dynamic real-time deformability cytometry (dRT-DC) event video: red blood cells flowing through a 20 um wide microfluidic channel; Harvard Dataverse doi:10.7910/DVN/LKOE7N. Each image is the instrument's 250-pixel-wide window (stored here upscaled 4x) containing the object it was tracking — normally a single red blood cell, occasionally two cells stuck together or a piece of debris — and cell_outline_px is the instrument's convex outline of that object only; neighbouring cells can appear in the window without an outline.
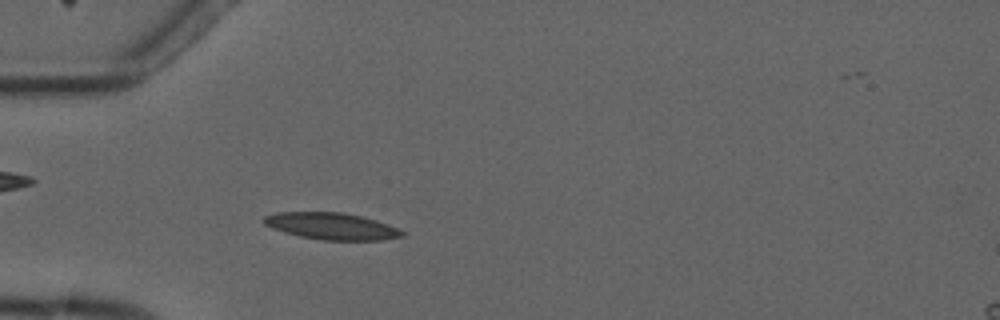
{"species": "common noctule bat (a hibernating species)", "species_latin": "Nyctalus noctula", "temperature_condition": "cold", "stored_images_in_passage": 3, "camera_frame_rate_fps": 3000, "um_per_image_px": 0.085, "animal": {"sex": "male", "forearm_length_mm": 52.5}, "frame": {"image": 1, "passage_image": 3, "time_ms": 2.333, "image_size_px": [1000, 320], "cell_outline_px": [[404, 236], [384, 240], [320, 240], [300, 236], [284, 232], [272, 228], [264, 224], [260, 220], [264, 216], [276, 212], [344, 212], [376, 220], [388, 224], [404, 232]], "centroid_in_image_um": [28.15, 19.22], "position_along_channel_um": 56.9, "area_um2": 21.68}}